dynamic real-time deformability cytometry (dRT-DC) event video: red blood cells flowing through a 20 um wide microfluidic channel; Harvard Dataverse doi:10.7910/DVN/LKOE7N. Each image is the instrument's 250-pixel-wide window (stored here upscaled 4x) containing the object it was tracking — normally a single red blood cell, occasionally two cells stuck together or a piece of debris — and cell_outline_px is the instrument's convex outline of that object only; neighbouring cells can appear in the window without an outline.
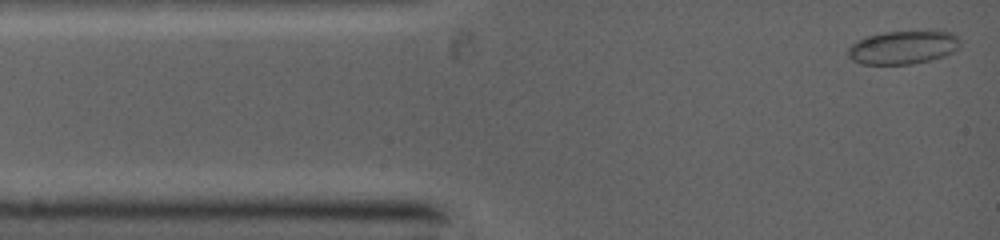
{"species": "common noctule bat (a hibernating species)", "species_latin": "Nyctalus noctula", "temperature_condition": "warm", "stored_images_in_passage": 18, "camera_frame_rate_fps": 5000, "um_per_image_px": 0.085, "animal": {"sex": "female", "body_mass_g": 19.0, "forearm_length_mm": 53.3}, "frame": {"image": 1, "passage_image": 2, "time_ms": 0.2, "image_size_px": [1000, 240], "cell_outline_px": [[960, 48], [944, 56], [912, 64], [860, 64], [852, 60], [848, 56], [848, 48], [856, 40], [868, 36], [884, 32], [920, 28], [944, 28], [952, 32], [960, 40]], "centroid_in_image_um": [76.84, 3.96], "position_along_channel_um": 8.2, "area_um2": 22.95}}
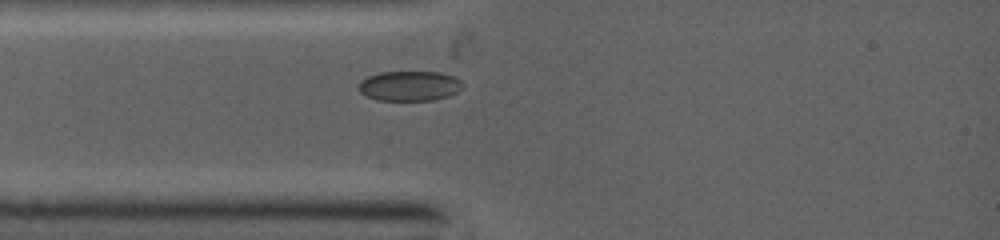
{"frame": {"image": 2, "passage_image": 17, "time_ms": 2.4, "image_size_px": [1000, 240], "cell_outline_px": [[464, 88], [448, 96], [432, 100], [376, 100], [364, 96], [360, 92], [360, 80], [368, 76], [380, 72], [440, 72], [452, 76], [460, 80], [464, 84]], "centroid_in_image_um": [34.81, 7.3], "position_along_channel_um": 50.2, "area_um2": 18.21}}